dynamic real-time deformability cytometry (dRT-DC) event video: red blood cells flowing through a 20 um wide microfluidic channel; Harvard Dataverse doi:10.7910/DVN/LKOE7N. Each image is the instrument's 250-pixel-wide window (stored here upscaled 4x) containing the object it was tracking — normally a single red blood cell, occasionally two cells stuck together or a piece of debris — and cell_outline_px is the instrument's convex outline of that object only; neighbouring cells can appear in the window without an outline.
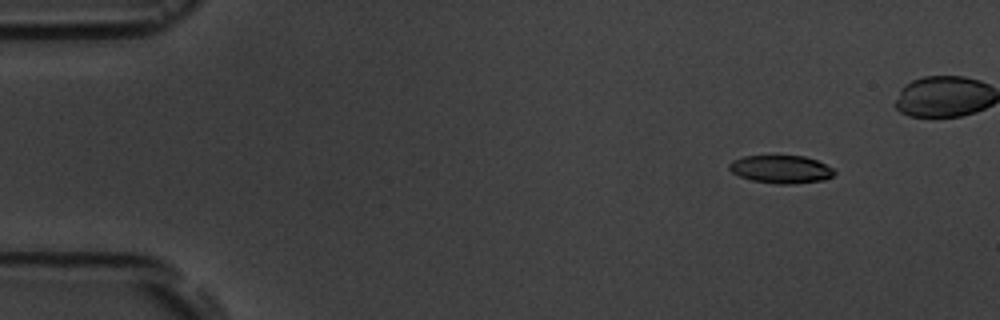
{"species": "common noctule bat (a hibernating species)", "species_latin": "Nyctalus noctula", "temperature_condition": "room temperature", "stored_images_in_passage": 6, "camera_frame_rate_fps": 3000, "um_per_image_px": 0.085, "animal": {"sex": "male", "body_mass_g": 19.5, "forearm_length_mm": 54.6}, "frame": {"image": 1, "passage_image": 2, "time_ms": 1.333, "image_size_px": [1000, 320], "cell_outline_px": [[836, 172], [832, 176], [824, 180], [792, 184], [776, 184], [752, 180], [740, 176], [732, 172], [728, 168], [728, 164], [732, 160], [744, 156], [804, 156], [816, 160], [832, 168]], "centroid_in_image_um": [66.37, 14.39], "position_along_channel_um": 18.6, "area_um2": 17.05}}